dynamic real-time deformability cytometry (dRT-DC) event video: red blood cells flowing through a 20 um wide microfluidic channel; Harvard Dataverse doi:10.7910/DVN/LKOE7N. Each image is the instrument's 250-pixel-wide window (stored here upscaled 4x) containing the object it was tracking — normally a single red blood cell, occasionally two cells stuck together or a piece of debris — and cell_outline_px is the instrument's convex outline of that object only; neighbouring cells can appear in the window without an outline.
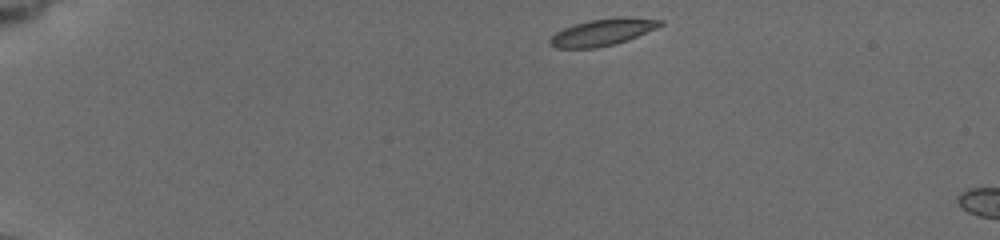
{"species": "common noctule bat (a hibernating species)", "species_latin": "Nyctalus noctula", "temperature_condition": "cold", "stored_images_in_passage": 6, "camera_frame_rate_fps": 3000, "um_per_image_px": 0.085, "animal": {"sex": "female", "body_mass_g": 19.5, "forearm_length_mm": 54.1}, "frame": {"image": 1, "passage_image": 1, "time_ms": 0.0, "image_size_px": [1000, 240], "cell_outline_px": [[664, 24], [656, 28], [628, 40], [616, 44], [596, 48], [556, 48], [548, 44], [548, 40], [556, 32], [564, 28], [588, 20], [616, 16], [628, 16], [664, 20]], "centroid_in_image_um": [51.24, 2.72], "position_along_channel_um": 33.8, "area_um2": 17.51}}